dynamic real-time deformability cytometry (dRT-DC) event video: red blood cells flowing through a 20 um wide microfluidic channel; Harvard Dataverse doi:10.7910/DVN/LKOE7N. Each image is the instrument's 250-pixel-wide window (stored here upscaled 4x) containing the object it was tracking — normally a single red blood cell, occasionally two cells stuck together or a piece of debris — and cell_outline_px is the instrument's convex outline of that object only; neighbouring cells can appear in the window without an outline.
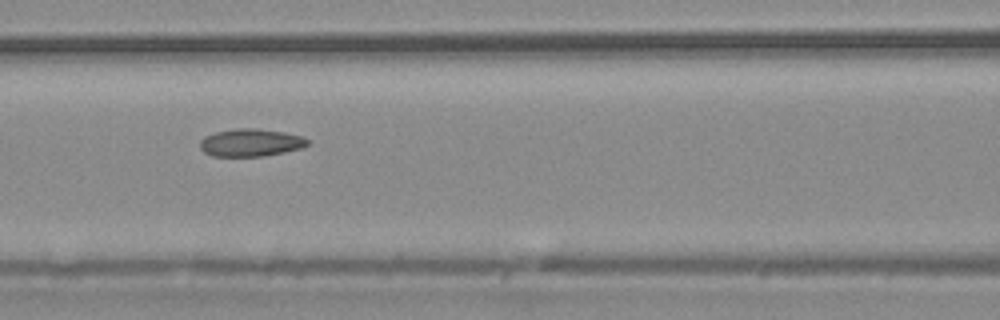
{"species": "common noctule bat (a hibernating species)", "species_latin": "Nyctalus noctula", "temperature_condition": "warm", "stored_images_in_passage": 6, "camera_frame_rate_fps": 3000, "um_per_image_px": 0.085, "animal": {"sex": "male", "body_mass_g": 20.4}, "frame": {"image": 1, "passage_image": 4, "time_ms": 1.0, "image_size_px": [1000, 320], "cell_outline_px": [[308, 144], [300, 148], [284, 152], [264, 156], [212, 156], [204, 152], [200, 148], [200, 140], [204, 136], [216, 132], [236, 128], [256, 128], [284, 132], [300, 136], [308, 140]], "centroid_in_image_um": [21.27, 12.12], "position_along_channel_um": 145.3, "area_um2": 17.22}}
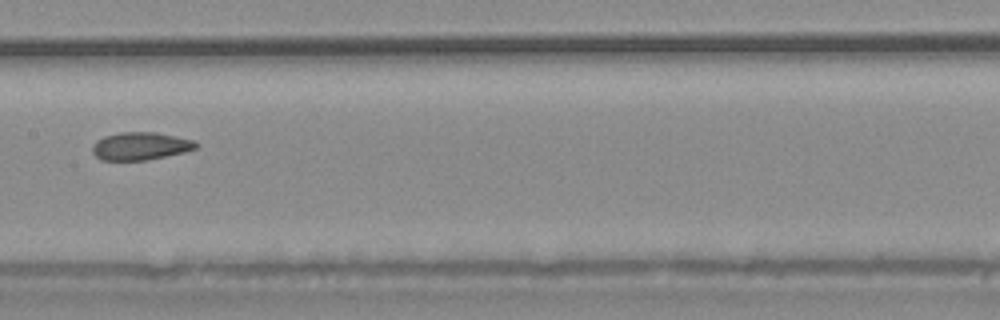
{"frame": {"image": 2, "passage_image": 5, "time_ms": 1.333, "image_size_px": [1000, 320], "cell_outline_px": [[200, 144], [196, 148], [184, 152], [148, 160], [100, 160], [92, 152], [92, 144], [96, 140], [104, 136], [120, 132], [156, 132], [176, 136], [192, 140]], "centroid_in_image_um": [11.92, 12.41], "position_along_channel_um": 195.5, "area_um2": 16.88}}
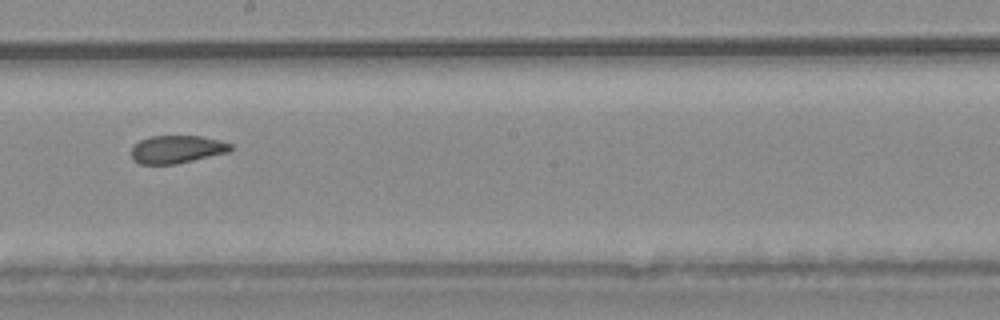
{"frame": {"image": 3, "passage_image": 6, "time_ms": 1.667, "image_size_px": [1000, 320], "cell_outline_px": [[232, 148], [228, 152], [176, 164], [140, 164], [132, 160], [132, 148], [140, 140], [148, 136], [200, 136], [220, 140], [232, 144]], "centroid_in_image_um": [15.02, 12.69], "position_along_channel_um": 233.2, "area_um2": 16.07}}